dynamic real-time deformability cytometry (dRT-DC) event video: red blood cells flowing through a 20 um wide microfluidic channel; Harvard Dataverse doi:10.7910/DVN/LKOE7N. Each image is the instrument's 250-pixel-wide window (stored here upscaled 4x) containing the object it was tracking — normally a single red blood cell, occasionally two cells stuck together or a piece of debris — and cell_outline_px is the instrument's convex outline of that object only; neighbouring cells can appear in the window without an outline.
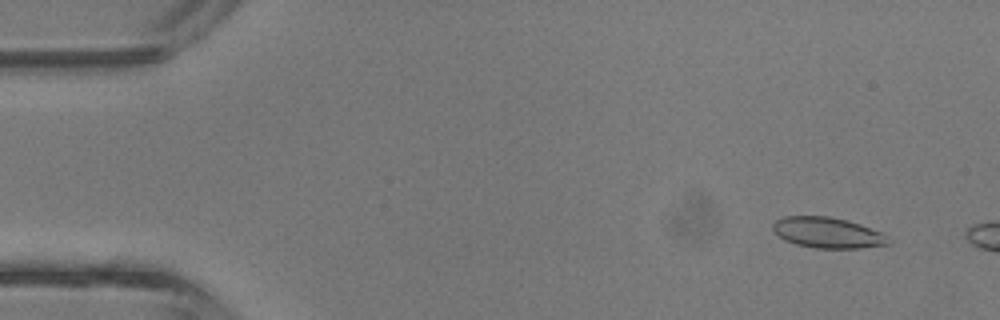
{"species": "common noctule bat (a hibernating species)", "species_latin": "Nyctalus noctula", "temperature_condition": "room temperature", "stored_images_in_passage": 7, "camera_frame_rate_fps": 3000, "um_per_image_px": 0.085, "animal": {"sex": "male", "body_mass_g": 13.3}, "frame": {"image": 1, "passage_image": 3, "time_ms": 0.667, "image_size_px": [1000, 320], "cell_outline_px": [[892, 240], [888, 244], [860, 248], [816, 248], [796, 244], [784, 240], [772, 228], [772, 224], [776, 220], [784, 216], [828, 216], [848, 220], [884, 232]], "centroid_in_image_um": [70.39, 19.77], "position_along_channel_um": 14.6, "area_um2": 20.81}}